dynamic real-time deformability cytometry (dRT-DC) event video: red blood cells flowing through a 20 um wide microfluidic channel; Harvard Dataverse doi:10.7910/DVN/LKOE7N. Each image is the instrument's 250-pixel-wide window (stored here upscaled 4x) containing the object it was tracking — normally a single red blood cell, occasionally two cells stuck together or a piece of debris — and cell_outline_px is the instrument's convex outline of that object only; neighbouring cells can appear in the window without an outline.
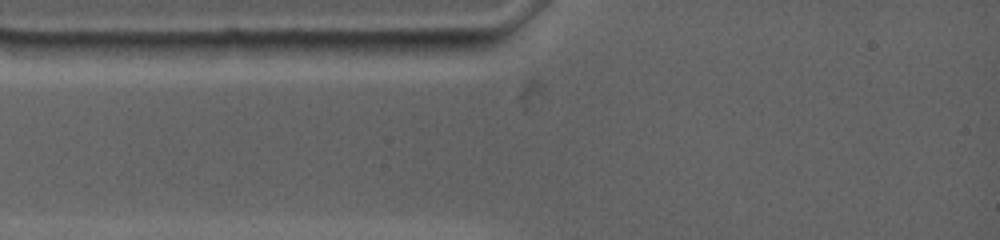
{"species": "common noctule bat (a hibernating species)", "species_latin": "Nyctalus noctula", "temperature_condition": "warm", "stored_images_in_passage": 2, "camera_frame_rate_fps": 4500, "um_per_image_px": 0.085, "animal": {"sex": "female", "body_mass_g": 19.0, "forearm_length_mm": 53.3}, "frame": {"image": 1, "passage_image": 1, "time_ms": 0.0, "image_size_px": [1000, 240], "cell_outline_px": [[464, 40], [456, 48], [436, 56], [420, 60], [372, 52], [360, 48], [364, 40]], "centroid_in_image_um": [34.93, 4.05], "position_along_channel_um": 50.1, "area_um2": 10.35}}